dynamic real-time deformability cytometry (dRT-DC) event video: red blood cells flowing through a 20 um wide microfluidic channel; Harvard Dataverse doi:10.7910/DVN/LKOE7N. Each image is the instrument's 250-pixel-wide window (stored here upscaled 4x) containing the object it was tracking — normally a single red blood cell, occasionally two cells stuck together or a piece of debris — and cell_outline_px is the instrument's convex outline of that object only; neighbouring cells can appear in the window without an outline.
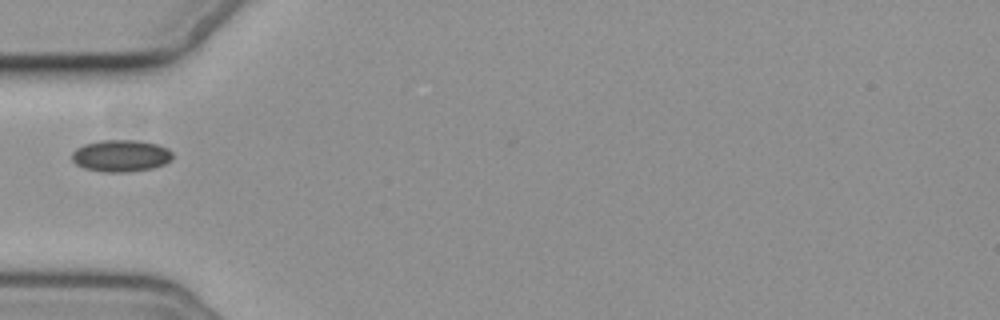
{"species": "common noctule bat (a hibernating species)", "species_latin": "Nyctalus noctula", "temperature_condition": "cold", "stored_images_in_passage": 3, "camera_frame_rate_fps": 3000, "um_per_image_px": 0.085, "animal": {"sex": "female", "body_mass_g": 19.3, "forearm_length_mm": 54.1}, "frame": {"image": 1, "passage_image": 1, "time_ms": 0.0, "image_size_px": [1000, 320], "cell_outline_px": [[172, 160], [164, 164], [152, 168], [124, 172], [104, 172], [84, 168], [76, 164], [72, 160], [72, 152], [76, 148], [84, 144], [100, 140], [136, 140], [156, 144], [168, 148], [172, 152]], "centroid_in_image_um": [10.26, 13.23], "position_along_channel_um": 74.7, "area_um2": 18.73}}
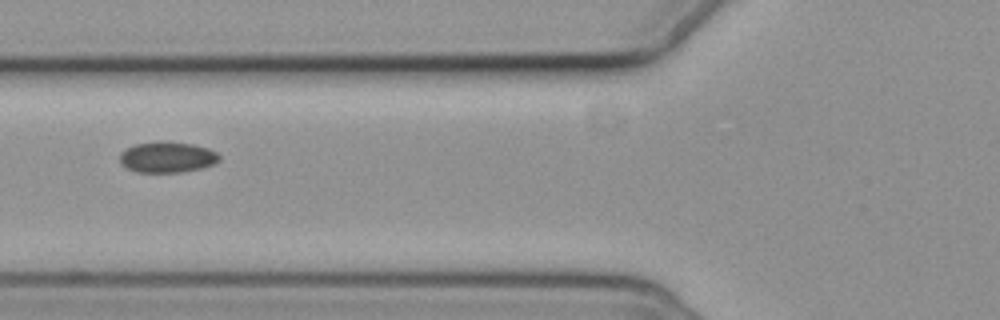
{"frame": {"image": 2, "passage_image": 2, "time_ms": 1.0, "image_size_px": [1000, 320], "cell_outline_px": [[220, 160], [216, 164], [204, 168], [184, 172], [136, 172], [120, 164], [120, 152], [136, 144], [160, 140], [164, 140], [192, 144], [208, 148], [216, 152], [220, 156]], "centroid_in_image_um": [14.25, 13.36], "position_along_channel_um": 111.6, "area_um2": 18.21}}